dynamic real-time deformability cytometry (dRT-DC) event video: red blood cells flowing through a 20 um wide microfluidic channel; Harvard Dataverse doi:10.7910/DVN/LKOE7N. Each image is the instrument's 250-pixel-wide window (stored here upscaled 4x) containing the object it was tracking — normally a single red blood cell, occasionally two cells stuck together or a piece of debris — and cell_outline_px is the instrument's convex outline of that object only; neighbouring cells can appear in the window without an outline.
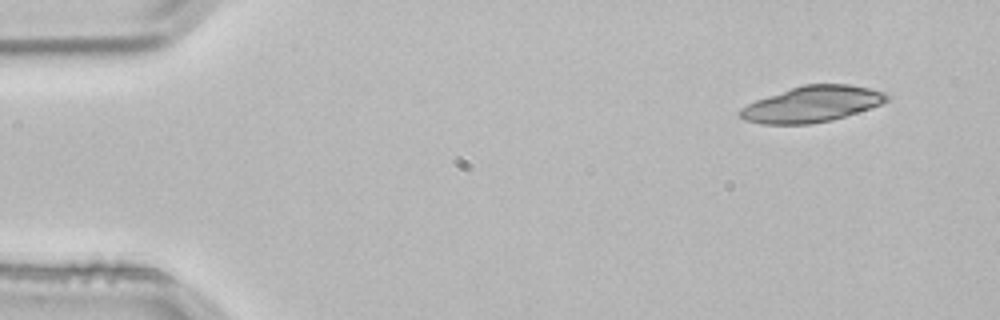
{"species": "common noctule bat (a hibernating species)", "species_latin": "Nyctalus noctula", "temperature_condition": "room temperature", "stored_images_in_passage": 3, "camera_frame_rate_fps": 3000, "um_per_image_px": 0.085, "animal": {"sex": "male", "body_mass_g": 21.5, "forearm_length_mm": 52.0}, "frame": {"image": 1, "passage_image": 1, "time_ms": 0.0, "image_size_px": [1000, 320], "cell_outline_px": [[888, 100], [872, 108], [832, 120], [808, 124], [760, 124], [744, 120], [736, 112], [740, 108], [756, 100], [804, 84], [848, 84], [868, 88], [884, 92], [888, 96]], "centroid_in_image_um": [69.0, 8.86], "position_along_channel_um": 16.0, "area_um2": 30.58}}